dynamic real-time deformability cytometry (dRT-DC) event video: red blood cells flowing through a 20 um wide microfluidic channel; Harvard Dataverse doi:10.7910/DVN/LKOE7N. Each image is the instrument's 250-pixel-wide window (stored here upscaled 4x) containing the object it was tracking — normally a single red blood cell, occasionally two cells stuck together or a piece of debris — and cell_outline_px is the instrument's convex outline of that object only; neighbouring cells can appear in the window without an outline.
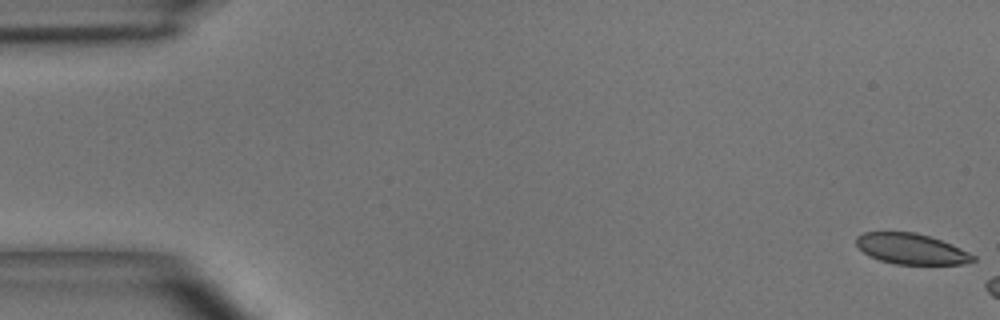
{"species": "common noctule bat (a hibernating species)", "species_latin": "Nyctalus noctula", "temperature_condition": "room temperature", "stored_images_in_passage": 10, "camera_frame_rate_fps": 3000, "um_per_image_px": 0.085, "animal": {"sex": "male", "body_mass_g": 15.6}, "frame": {"image": 1, "passage_image": 1, "time_ms": 0.0, "image_size_px": [1000, 320], "cell_outline_px": [[976, 260], [960, 264], [896, 264], [880, 260], [868, 256], [856, 244], [856, 236], [864, 232], [916, 232], [940, 240], [960, 248], [976, 256]], "centroid_in_image_um": [77.43, 21.15], "position_along_channel_um": 7.6, "area_um2": 20.69}}